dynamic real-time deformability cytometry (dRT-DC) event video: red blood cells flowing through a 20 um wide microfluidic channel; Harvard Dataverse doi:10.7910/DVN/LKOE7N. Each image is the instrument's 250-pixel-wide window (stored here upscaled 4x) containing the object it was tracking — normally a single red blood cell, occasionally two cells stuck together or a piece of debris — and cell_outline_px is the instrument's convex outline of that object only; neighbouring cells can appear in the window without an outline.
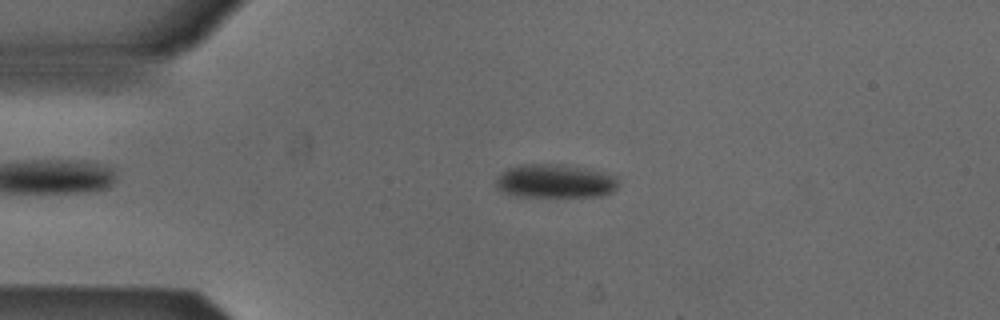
{"species": "Egyptian fruit bat (a non-hibernating species)", "species_latin": "Rousettus aegyptiacus", "temperature_condition": "cold", "stored_images_in_passage": 52, "camera_frame_rate_fps": 3000, "um_per_image_px": 0.085, "animal": {"sex": "male"}, "frame": {"image": 1, "passage_image": 11, "time_ms": 3.333, "image_size_px": [1000, 320], "cell_outline_px": [[620, 184], [612, 192], [600, 196], [516, 196], [504, 192], [496, 184], [496, 180], [508, 168], [520, 164], [564, 164], [584, 168], [620, 176]], "centroid_in_image_um": [47.27, 15.39], "position_along_channel_um": 37.7, "area_um2": 23.99}}
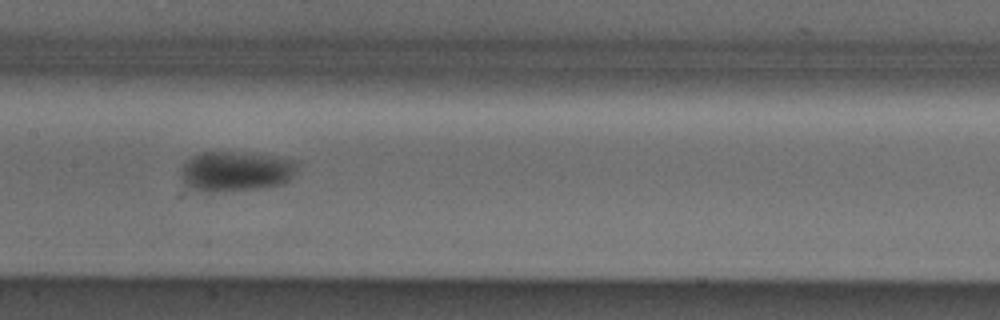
{"frame": {"image": 2, "passage_image": 25, "time_ms": 8.0, "image_size_px": [1000, 320], "cell_outline_px": [[296, 164], [292, 176], [284, 184], [264, 188], [212, 192], [200, 192], [184, 184], [180, 172], [180, 168], [192, 156], [200, 152], [228, 152], [268, 156], [292, 160]], "centroid_in_image_um": [19.96, 14.59], "position_along_channel_um": 187.4, "area_um2": 26.82}}
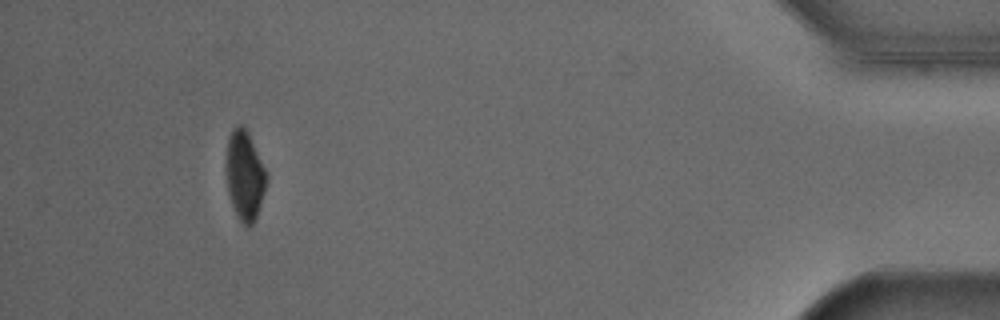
{"frame": {"image": 3, "passage_image": 48, "time_ms": 15.667, "image_size_px": [1000, 320], "cell_outline_px": [[268, 176], [264, 192], [256, 216], [252, 224], [248, 228], [240, 220], [232, 204], [228, 192], [228, 140], [232, 128], [240, 124], [244, 124], [268, 172]], "centroid_in_image_um": [20.85, 14.88], "position_along_channel_um": 414.4, "area_um2": 20.52}, "authors_computed_cell_mechanics": {"area_um2": 23.987, "velocity_mm_per_s": 3.8757, "shape_relaxation_time_tau1_ms": 2.8097, "shape_relaxation_time_tau2_ms": null, "deformation_change_tau1": 0.0627, "deformation_change_tau2": null}}